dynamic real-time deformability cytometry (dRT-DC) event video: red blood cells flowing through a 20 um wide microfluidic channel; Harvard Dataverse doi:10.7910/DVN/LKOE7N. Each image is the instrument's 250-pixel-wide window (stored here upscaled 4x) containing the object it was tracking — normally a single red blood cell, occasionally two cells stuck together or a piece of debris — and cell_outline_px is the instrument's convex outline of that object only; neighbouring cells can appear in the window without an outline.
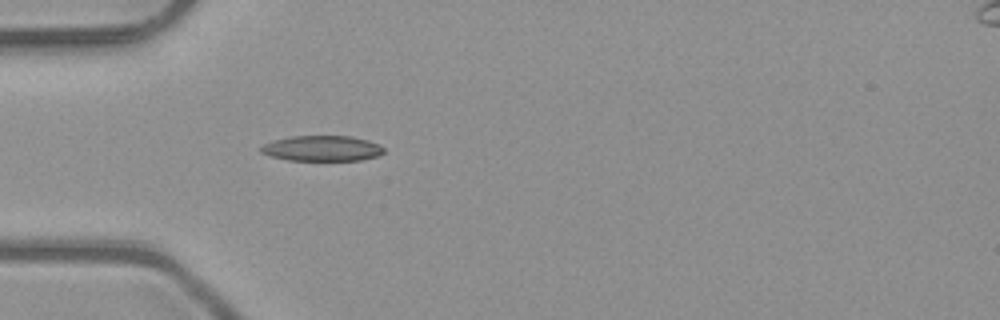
{"species": "common noctule bat (a hibernating species)", "species_latin": "Nyctalus noctula", "temperature_condition": "room temperature", "stored_images_in_passage": 1, "camera_frame_rate_fps": 3000, "um_per_image_px": 0.085, "animal": {"sex": "male", "body_mass_g": 23.1, "forearm_length_mm": 52.7}, "frame": {"image": 1, "passage_image": 1, "time_ms": 0.0, "image_size_px": [1000, 320], "cell_outline_px": [[384, 152], [380, 156], [360, 160], [288, 160], [272, 156], [260, 152], [260, 148], [264, 144], [288, 136], [352, 136], [368, 140], [384, 148]], "centroid_in_image_um": [27.4, 12.61], "position_along_channel_um": 57.6, "area_um2": 18.15}}